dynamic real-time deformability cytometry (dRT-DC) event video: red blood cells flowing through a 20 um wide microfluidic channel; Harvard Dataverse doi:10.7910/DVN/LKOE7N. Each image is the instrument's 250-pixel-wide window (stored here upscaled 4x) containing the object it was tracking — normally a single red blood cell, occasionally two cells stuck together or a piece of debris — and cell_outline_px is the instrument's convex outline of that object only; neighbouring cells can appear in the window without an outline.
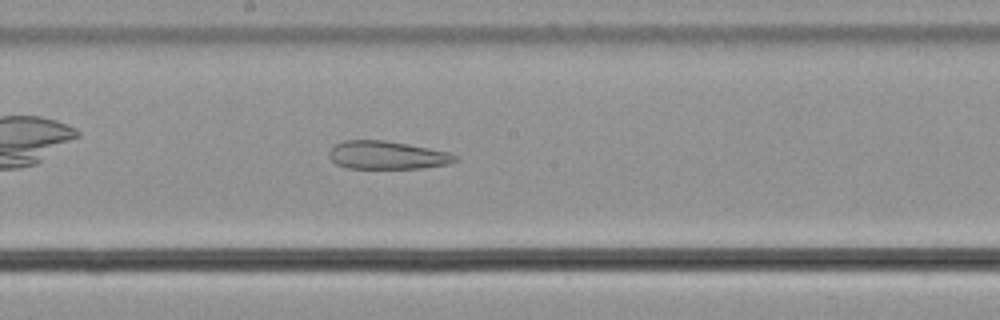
{"species": "common noctule bat (a hibernating species)", "species_latin": "Nyctalus noctula", "temperature_condition": "cold", "stored_images_in_passage": 28, "camera_frame_rate_fps": 3000, "um_per_image_px": 0.085, "animal": {"sex": "male", "body_mass_g": 21.5, "forearm_length_mm": 52.0}, "frame": {"image": 1, "passage_image": 13, "time_ms": 4.0, "image_size_px": [1000, 320], "cell_outline_px": [[460, 160], [448, 164], [420, 168], [348, 168], [336, 164], [328, 156], [328, 152], [336, 144], [344, 140], [384, 140], [408, 144], [448, 152], [456, 156]], "centroid_in_image_um": [32.89, 13.19], "position_along_channel_um": 215.3, "area_um2": 20.58}}